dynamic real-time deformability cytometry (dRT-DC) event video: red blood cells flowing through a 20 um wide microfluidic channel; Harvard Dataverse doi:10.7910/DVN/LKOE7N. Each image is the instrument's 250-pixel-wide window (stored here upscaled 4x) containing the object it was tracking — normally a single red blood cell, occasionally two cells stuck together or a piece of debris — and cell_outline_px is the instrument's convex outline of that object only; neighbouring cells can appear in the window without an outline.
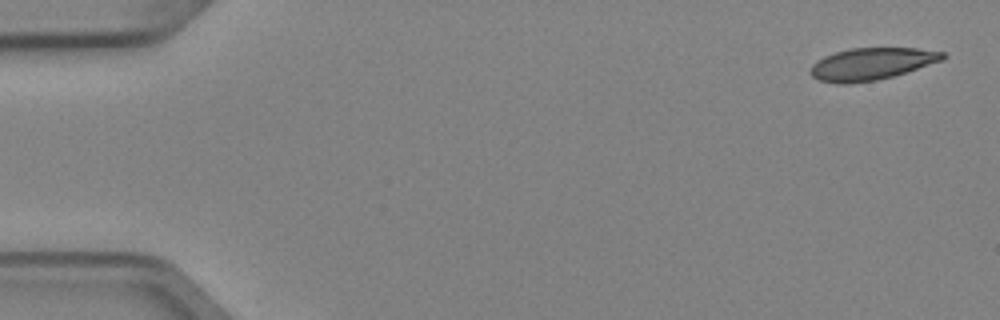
{"species": "Egyptian fruit bat (a non-hibernating species)", "species_latin": "Rousettus aegyptiacus", "temperature_condition": "cold", "stored_images_in_passage": 5, "camera_frame_rate_fps": 3000, "um_per_image_px": 0.085, "animal": {"sex": "female"}, "frame": {"image": 1, "passage_image": 1, "time_ms": 0.0, "image_size_px": [1000, 320], "cell_outline_px": [[948, 56], [944, 60], [892, 76], [876, 80], [848, 84], [836, 84], [820, 80], [812, 76], [808, 72], [812, 64], [816, 60], [824, 56], [836, 52], [852, 48], [916, 48], [944, 52]], "centroid_in_image_um": [74.06, 5.43], "position_along_channel_um": 10.9, "area_um2": 24.8}}
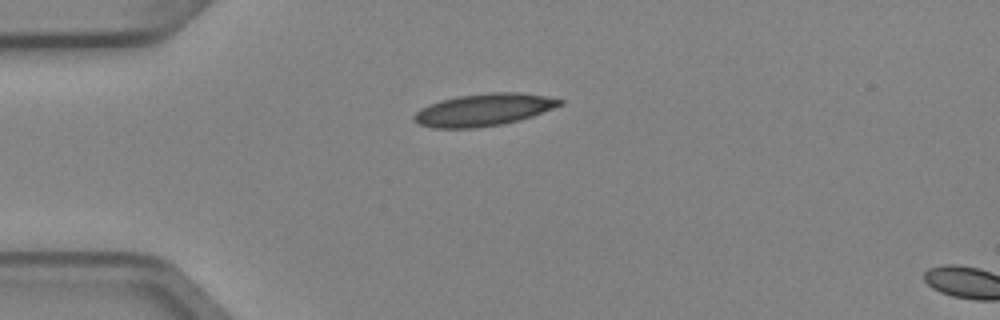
{"frame": {"image": 2, "passage_image": 4, "time_ms": 1.0, "image_size_px": [1000, 320], "cell_outline_px": [[564, 104], [532, 116], [520, 120], [504, 124], [476, 128], [432, 128], [420, 124], [412, 120], [412, 116], [420, 108], [428, 104], [440, 100], [456, 96], [488, 92], [520, 92], [544, 96], [564, 100]], "centroid_in_image_um": [41.09, 9.33], "position_along_channel_um": 43.9, "area_um2": 27.69}}